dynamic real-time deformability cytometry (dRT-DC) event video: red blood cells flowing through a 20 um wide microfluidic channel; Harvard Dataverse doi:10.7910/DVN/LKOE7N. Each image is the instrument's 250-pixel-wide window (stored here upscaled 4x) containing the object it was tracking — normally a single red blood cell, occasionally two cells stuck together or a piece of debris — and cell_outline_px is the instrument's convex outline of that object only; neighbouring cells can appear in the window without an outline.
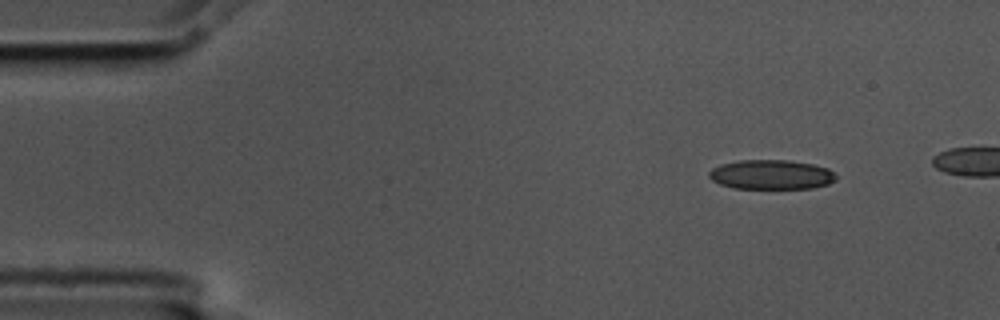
{"species": "common noctule bat (a hibernating species)", "species_latin": "Nyctalus noctula", "temperature_condition": "cold", "stored_images_in_passage": 5, "camera_frame_rate_fps": 3000, "um_per_image_px": 0.085, "animal": {"sex": "male", "body_mass_g": 17.5, "forearm_length_mm": 52.3}, "frame": {"image": 1, "passage_image": 1, "time_ms": 0.0, "image_size_px": [1000, 320], "cell_outline_px": [[836, 180], [828, 184], [812, 188], [732, 188], [720, 184], [712, 180], [708, 176], [708, 172], [712, 168], [720, 164], [740, 160], [788, 160], [812, 164], [828, 168], [836, 176]], "centroid_in_image_um": [65.53, 14.84], "position_along_channel_um": 19.5, "area_um2": 21.85}}